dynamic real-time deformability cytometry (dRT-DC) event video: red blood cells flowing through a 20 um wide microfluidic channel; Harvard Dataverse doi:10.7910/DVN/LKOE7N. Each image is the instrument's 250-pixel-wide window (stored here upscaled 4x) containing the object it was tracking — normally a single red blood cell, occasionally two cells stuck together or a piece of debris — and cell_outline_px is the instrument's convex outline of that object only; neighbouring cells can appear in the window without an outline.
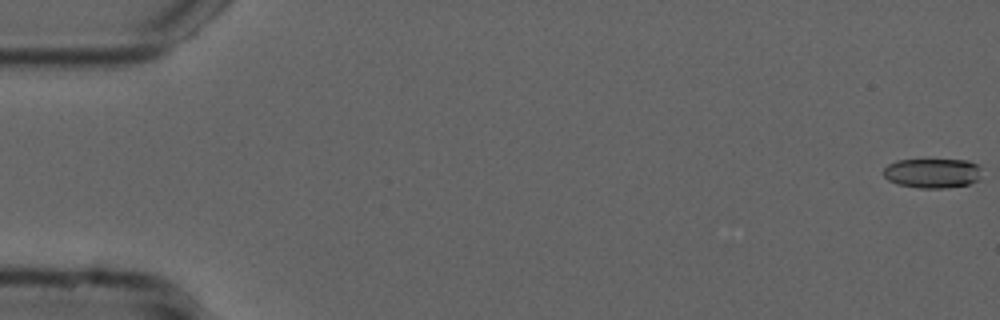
{"species": "common noctule bat (a hibernating species)", "species_latin": "Nyctalus noctula", "temperature_condition": "cold", "stored_images_in_passage": 55, "camera_frame_rate_fps": 3000, "um_per_image_px": 0.085, "animal": {"sex": "male", "forearm_length_mm": 52.5}, "frame": {"image": 1, "passage_image": 1, "time_ms": 0.0, "image_size_px": [1000, 320], "cell_outline_px": [[980, 180], [968, 184], [944, 188], [920, 188], [896, 184], [888, 180], [884, 176], [884, 168], [888, 164], [896, 160], [968, 160], [976, 164], [980, 168]], "centroid_in_image_um": [79.25, 14.72], "position_along_channel_um": 5.8, "area_um2": 16.99}}
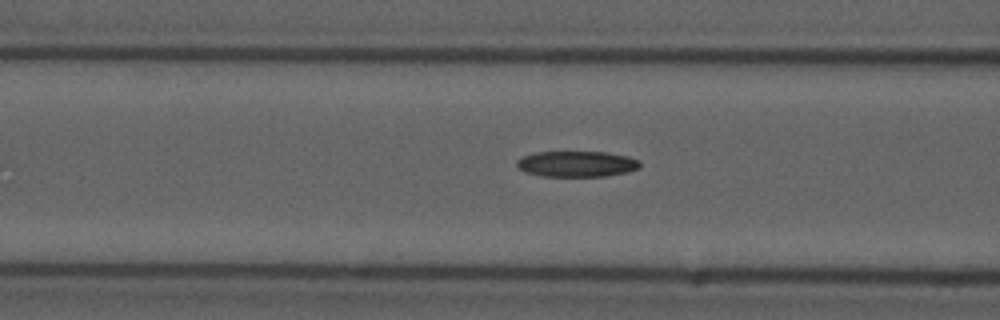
{"frame": {"image": 2, "passage_image": 22, "time_ms": 7.0, "image_size_px": [1000, 320], "cell_outline_px": [[640, 168], [628, 172], [604, 176], [540, 176], [524, 172], [516, 168], [516, 160], [520, 156], [536, 152], [608, 152], [628, 156], [640, 160]], "centroid_in_image_um": [48.99, 13.93], "position_along_channel_um": 117.6, "area_um2": 18.84}}
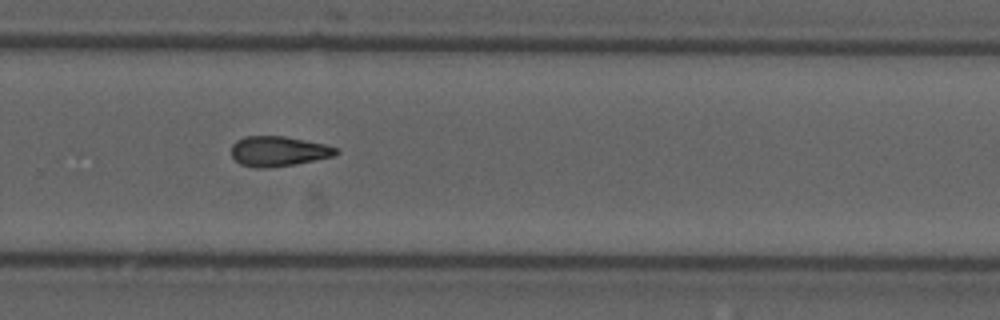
{"frame": {"image": 3, "passage_image": 37, "time_ms": 12.0, "image_size_px": [1000, 320], "cell_outline_px": [[340, 152], [336, 156], [296, 164], [268, 168], [256, 168], [240, 164], [232, 156], [232, 144], [236, 140], [244, 136], [284, 136], [324, 144], [336, 148]], "centroid_in_image_um": [23.67, 12.86], "position_along_channel_um": 306.1, "area_um2": 18.44}, "authors_computed_cell_mechanics": {"area_um2": 18.3226, "velocity_mm_per_s": 3.7796, "shape_relaxation_time_tau1_ms": null, "shape_relaxation_time_tau2_ms": 8.9402, "deformation_change_tau1": null, "deformation_change_tau2": 0.1985}}